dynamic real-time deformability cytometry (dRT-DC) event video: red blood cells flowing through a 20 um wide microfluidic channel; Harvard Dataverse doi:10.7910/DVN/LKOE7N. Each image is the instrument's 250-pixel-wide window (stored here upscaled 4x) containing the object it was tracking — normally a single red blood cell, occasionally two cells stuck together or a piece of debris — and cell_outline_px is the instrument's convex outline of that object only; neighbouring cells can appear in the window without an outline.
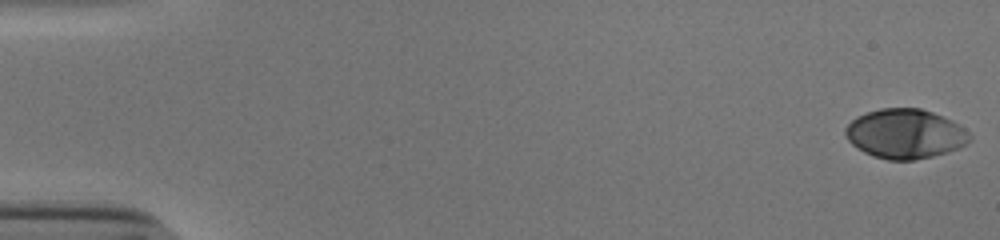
{"species": "human", "species_latin": "Homo sapiens", "temperature_condition": "cold", "stored_images_in_passage": 54, "camera_frame_rate_fps": 3000, "um_per_image_px": 0.085, "donor": {"sex": "male"}, "frame": {"image": 1, "passage_image": 1, "time_ms": 0.0, "image_size_px": [1000, 240], "cell_outline_px": [[972, 140], [960, 148], [932, 156], [916, 160], [888, 160], [872, 156], [856, 148], [848, 140], [844, 132], [844, 128], [856, 116], [880, 108], [920, 108], [932, 112], [952, 120], [964, 128], [972, 136]], "centroid_in_image_um": [76.94, 11.38], "position_along_channel_um": 8.1, "area_um2": 36.07}}
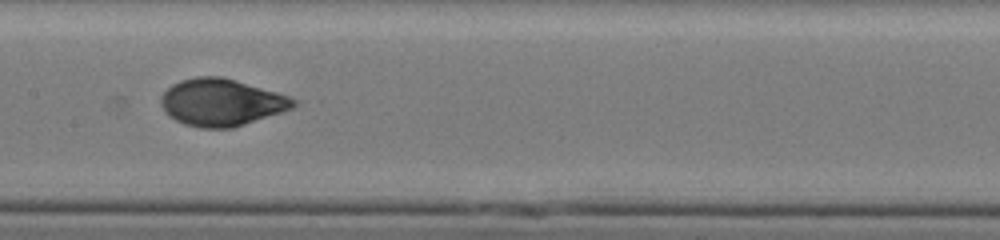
{"frame": {"image": 2, "passage_image": 28, "time_ms": 9.0, "image_size_px": [1000, 240], "cell_outline_px": [[296, 104], [292, 108], [232, 128], [200, 128], [184, 124], [168, 116], [164, 112], [160, 104], [160, 96], [172, 84], [180, 80], [196, 76], [220, 76], [276, 92], [288, 96], [296, 100]], "centroid_in_image_um": [18.75, 8.7], "position_along_channel_um": 188.7, "area_um2": 36.13}}
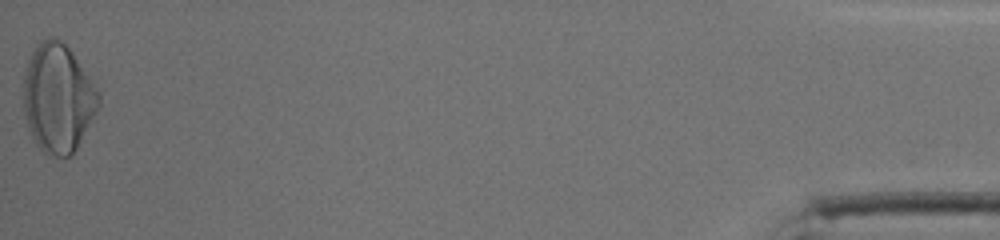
{"frame": {"image": 3, "passage_image": 54, "time_ms": 17.667, "image_size_px": [1000, 240], "cell_outline_px": [[100, 104], [96, 112], [76, 148], [68, 156], [48, 156], [36, 144], [28, 128], [24, 116], [24, 68], [32, 52], [48, 36], [52, 36], [60, 40], [72, 52], [100, 92]], "centroid_in_image_um": [4.92, 8.34], "position_along_channel_um": 430.3, "area_um2": 47.28}, "authors_computed_cell_mechanics": {"area_um2": 36.125, "velocity_mm_per_s": 3.8399, "shape_relaxation_time_tau1_ms": 3.2544, "shape_relaxation_time_tau2_ms": null, "deformation_change_tau1": 0.1648, "deformation_change_tau2": null}}